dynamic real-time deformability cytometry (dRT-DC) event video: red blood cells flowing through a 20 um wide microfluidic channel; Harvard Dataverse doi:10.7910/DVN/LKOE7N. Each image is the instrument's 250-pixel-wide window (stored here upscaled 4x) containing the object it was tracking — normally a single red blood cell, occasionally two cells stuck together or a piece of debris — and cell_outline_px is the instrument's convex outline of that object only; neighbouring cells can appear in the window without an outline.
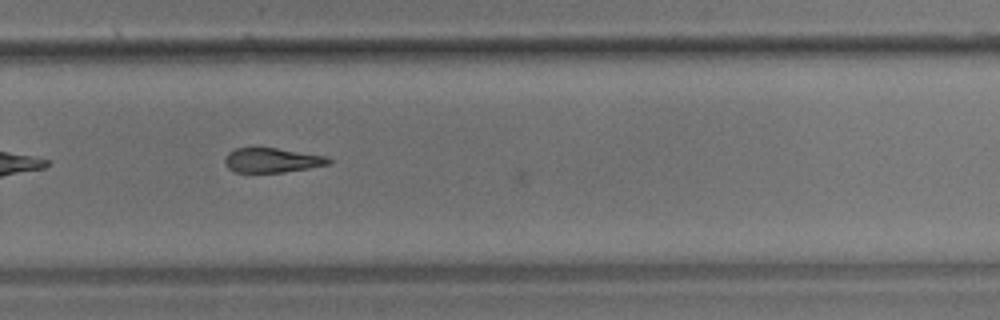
{"species": "common noctule bat (a hibernating species)", "species_latin": "Nyctalus noctula", "temperature_condition": "room temperature", "stored_images_in_passage": 32, "camera_frame_rate_fps": 3000, "um_per_image_px": 0.085, "animal": {"sex": "male", "body_mass_g": 17.9}, "frame": {"image": 1, "passage_image": 28, "time_ms": 9.0, "image_size_px": [1000, 320], "cell_outline_px": [[332, 164], [284, 172], [236, 172], [228, 168], [224, 164], [224, 160], [228, 152], [236, 148], [276, 148], [324, 156], [332, 160]], "centroid_in_image_um": [23.1, 13.62], "position_along_channel_um": 306.7, "area_um2": 14.74}}